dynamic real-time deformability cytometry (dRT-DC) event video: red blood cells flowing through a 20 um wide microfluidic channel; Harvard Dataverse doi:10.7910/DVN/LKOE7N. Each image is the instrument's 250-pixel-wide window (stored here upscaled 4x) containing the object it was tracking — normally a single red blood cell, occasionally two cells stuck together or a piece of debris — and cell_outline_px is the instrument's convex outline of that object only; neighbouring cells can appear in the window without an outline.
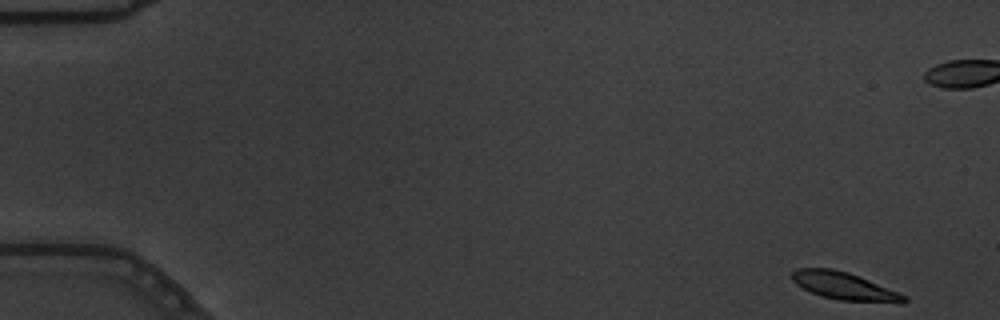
{"species": "common noctule bat (a hibernating species)", "species_latin": "Nyctalus noctula", "temperature_condition": "warm", "stored_images_in_passage": 6, "camera_frame_rate_fps": 3000, "um_per_image_px": 0.085, "animal": {"sex": "male", "body_mass_g": 19.5, "forearm_length_mm": 54.6}, "frame": {"image": 1, "passage_image": 1, "time_ms": 0.0, "image_size_px": [1000, 320], "cell_outline_px": [[908, 300], [904, 304], [900, 304], [840, 300], [820, 296], [796, 284], [788, 276], [796, 268], [832, 268], [848, 272], [860, 276], [908, 296]], "centroid_in_image_um": [71.81, 24.33], "position_along_channel_um": 13.2, "area_um2": 18.38}}
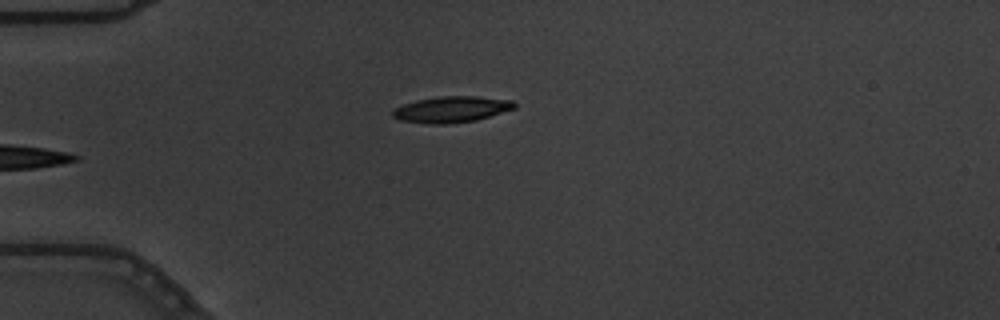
{"frame": {"image": 2, "passage_image": 6, "time_ms": 1.667, "image_size_px": [1000, 320], "cell_outline_px": [[516, 108], [476, 120], [448, 124], [428, 124], [400, 120], [392, 116], [392, 112], [396, 108], [404, 104], [416, 100], [440, 96], [476, 96], [512, 100], [516, 104]], "centroid_in_image_um": [38.38, 9.3], "position_along_channel_um": 46.6, "area_um2": 18.5}}